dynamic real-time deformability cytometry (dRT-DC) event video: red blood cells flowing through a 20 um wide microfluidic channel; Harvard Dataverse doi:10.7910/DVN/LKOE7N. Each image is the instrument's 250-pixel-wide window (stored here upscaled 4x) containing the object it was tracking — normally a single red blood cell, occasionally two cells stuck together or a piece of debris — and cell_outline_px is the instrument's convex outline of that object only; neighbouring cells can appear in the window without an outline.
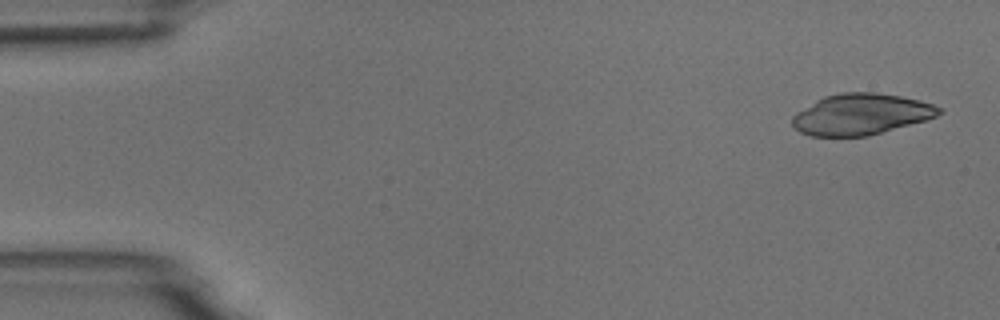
{"species": "common noctule bat (a hibernating species)", "species_latin": "Nyctalus noctula", "temperature_condition": "room temperature", "stored_images_in_passage": 3, "camera_frame_rate_fps": 3000, "um_per_image_px": 0.085, "animal": {"sex": "male", "body_mass_g": 18.8}, "frame": {"image": 1, "passage_image": 1, "time_ms": 0.0, "image_size_px": [1000, 320], "cell_outline_px": [[944, 112], [936, 116], [924, 120], [868, 136], [812, 136], [800, 132], [792, 124], [792, 116], [796, 112], [816, 100], [824, 96], [840, 92], [876, 92], [900, 96], [920, 100], [944, 108]], "centroid_in_image_um": [73.19, 9.7], "position_along_channel_um": 11.8, "area_um2": 35.08}}